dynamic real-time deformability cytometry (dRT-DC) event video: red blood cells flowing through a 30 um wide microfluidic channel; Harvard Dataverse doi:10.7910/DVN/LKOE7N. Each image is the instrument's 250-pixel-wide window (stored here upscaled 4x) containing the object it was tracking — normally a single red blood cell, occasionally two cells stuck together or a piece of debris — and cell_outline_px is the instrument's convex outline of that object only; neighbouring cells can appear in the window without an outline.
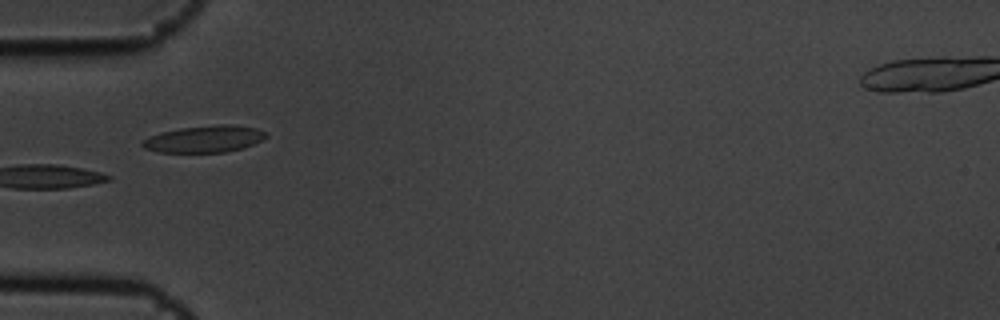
{"species": "common noctule bat (a hibernating species)", "species_latin": "Nyctalus noctula", "temperature_condition": "cold", "stored_images_in_passage": 10, "camera_frame_rate_fps": 3000, "um_per_image_px": 0.085, "animal": {"sex": "male", "body_mass_g": 19.5, "forearm_length_mm": 54.6}, "frame": {"image": 1, "passage_image": 6, "time_ms": 1.667, "image_size_px": [1000, 320], "cell_outline_px": [[268, 136], [252, 144], [240, 148], [224, 152], [160, 152], [144, 148], [140, 144], [148, 136], [160, 132], [180, 128], [220, 124], [232, 124], [256, 128], [268, 132]], "centroid_in_image_um": [17.36, 11.8], "position_along_channel_um": 67.6, "area_um2": 19.25}}
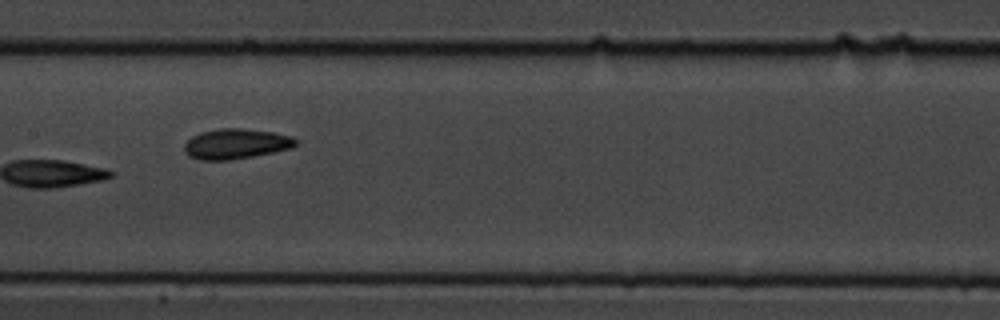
{"frame": {"image": 2, "passage_image": 9, "time_ms": 2.667, "image_size_px": [1000, 320], "cell_outline_px": [[296, 144], [292, 148], [252, 156], [228, 160], [200, 160], [188, 156], [184, 152], [184, 144], [192, 136], [200, 132], [220, 128], [240, 128], [272, 132], [292, 136], [296, 140]], "centroid_in_image_um": [20.01, 12.22], "position_along_channel_um": 187.4, "area_um2": 19.54}}
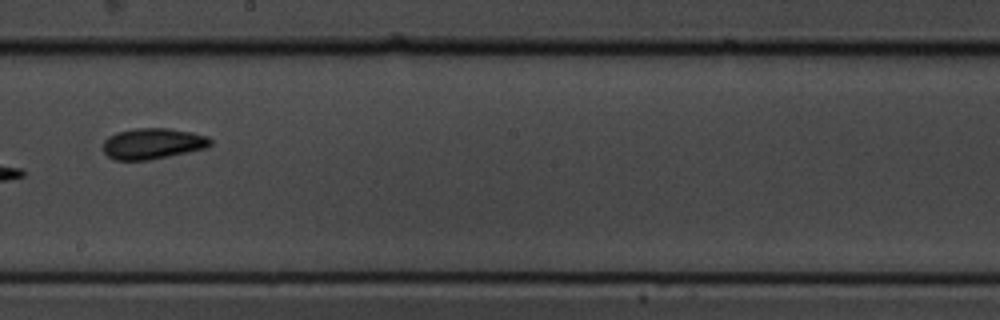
{"frame": {"image": 3, "passage_image": 10, "time_ms": 3.0, "image_size_px": [1000, 320], "cell_outline_px": [[212, 144], [208, 148], [148, 160], [116, 160], [108, 156], [104, 152], [104, 140], [108, 136], [116, 132], [136, 128], [168, 128], [192, 132], [208, 136], [212, 140]], "centroid_in_image_um": [13.01, 12.2], "position_along_channel_um": 235.2, "area_um2": 19.42}}